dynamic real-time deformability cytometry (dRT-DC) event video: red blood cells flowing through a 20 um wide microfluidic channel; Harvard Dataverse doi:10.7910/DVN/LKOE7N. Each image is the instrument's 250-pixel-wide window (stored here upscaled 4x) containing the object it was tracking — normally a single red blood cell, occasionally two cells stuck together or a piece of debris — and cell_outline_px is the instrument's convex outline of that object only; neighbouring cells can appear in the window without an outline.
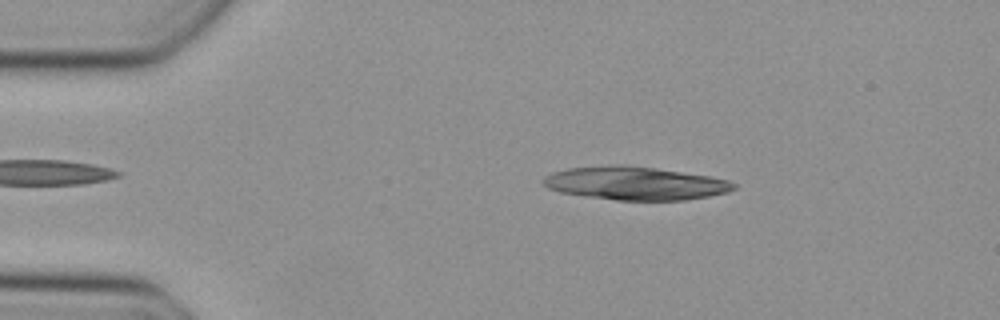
{"species": "Egyptian fruit bat (a non-hibernating species)", "species_latin": "Rousettus aegyptiacus", "temperature_condition": "cold", "stored_images_in_passage": 14, "camera_frame_rate_fps": 3000, "um_per_image_px": 0.085, "animal": {"sex": "female"}, "frame": {"image": 1, "passage_image": 7, "time_ms": 2.0, "image_size_px": [1000, 320], "cell_outline_px": [[736, 188], [728, 192], [708, 196], [684, 200], [616, 200], [584, 196], [560, 192], [548, 188], [540, 180], [544, 176], [552, 172], [568, 168], [616, 164], [624, 164], [656, 168], [712, 176], [728, 180], [736, 184]], "centroid_in_image_um": [53.98, 15.57], "position_along_channel_um": 31.0, "area_um2": 37.17}}